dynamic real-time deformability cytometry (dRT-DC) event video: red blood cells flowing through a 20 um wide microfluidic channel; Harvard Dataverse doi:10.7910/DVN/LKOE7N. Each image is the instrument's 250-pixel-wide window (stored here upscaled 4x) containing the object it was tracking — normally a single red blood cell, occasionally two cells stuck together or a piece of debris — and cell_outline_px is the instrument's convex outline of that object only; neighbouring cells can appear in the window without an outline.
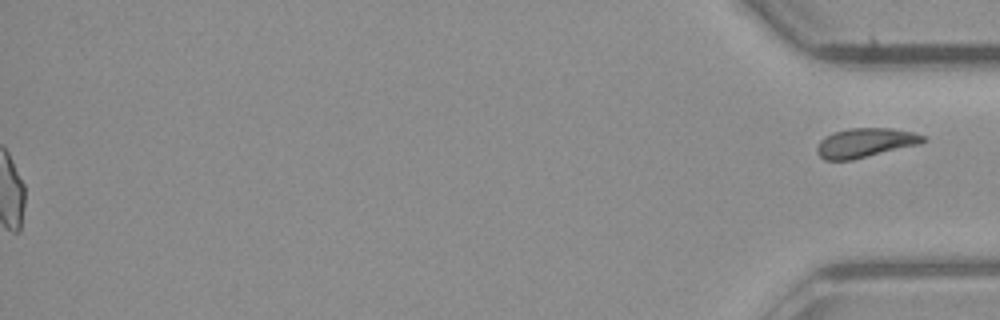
{"species": "common noctule bat (a hibernating species)", "species_latin": "Nyctalus noctula", "temperature_condition": "room temperature", "stored_images_in_passage": 51, "segment_of_instrument_passage": [2, 2], "camera_frame_rate_fps": 3000, "um_per_image_px": 0.085, "animal": {"sex": "male", "body_mass_g": 23.1, "forearm_length_mm": 52.7}, "frame": {"image": 1, "passage_image": 51, "time_ms": 16.667, "image_size_px": [1000, 320], "cell_outline_px": [[928, 140], [920, 144], [852, 160], [824, 160], [816, 152], [816, 148], [820, 140], [824, 136], [832, 132], [848, 128], [892, 128], [912, 132], [924, 136]], "centroid_in_image_um": [73.52, 12.13], "position_along_channel_um": 361.7, "area_um2": 18.26}}